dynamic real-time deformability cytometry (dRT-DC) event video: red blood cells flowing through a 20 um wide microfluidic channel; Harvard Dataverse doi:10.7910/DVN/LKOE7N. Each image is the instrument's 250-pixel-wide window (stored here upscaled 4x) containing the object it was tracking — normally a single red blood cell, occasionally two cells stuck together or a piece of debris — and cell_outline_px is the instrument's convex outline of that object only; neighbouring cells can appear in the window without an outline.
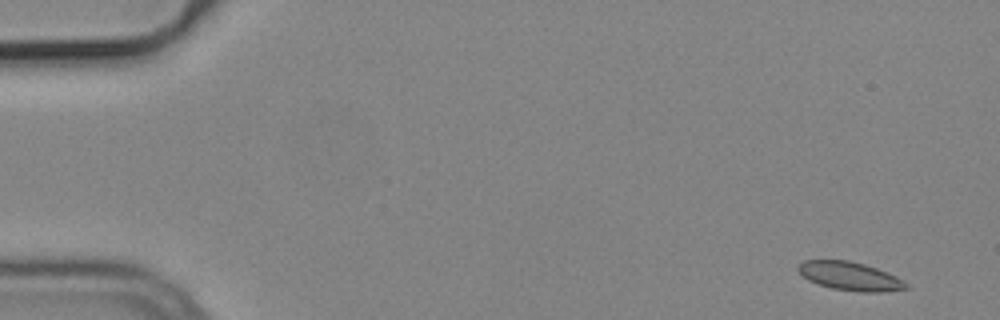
{"species": "common noctule bat (a hibernating species)", "species_latin": "Nyctalus noctula", "temperature_condition": "cold", "stored_images_in_passage": 4, "camera_frame_rate_fps": 3000, "um_per_image_px": 0.085, "animal": {"sex": "male", "body_mass_g": 19.2, "forearm_length_mm": 51.8}, "frame": {"image": 1, "passage_image": 1, "time_ms": 0.0, "image_size_px": [1000, 320], "cell_outline_px": [[912, 288], [884, 292], [860, 292], [832, 288], [808, 280], [796, 268], [804, 260], [848, 260], [864, 264], [876, 268], [896, 276], [904, 280]], "centroid_in_image_um": [72.31, 23.48], "position_along_channel_um": 12.7, "area_um2": 17.92}}
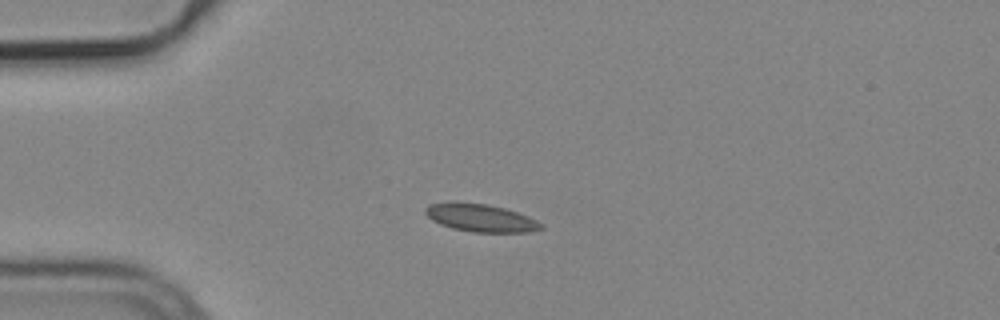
{"frame": {"image": 2, "passage_image": 4, "time_ms": 1.0, "image_size_px": [1000, 320], "cell_outline_px": [[544, 228], [532, 232], [472, 232], [452, 228], [440, 224], [432, 220], [424, 212], [424, 208], [428, 204], [448, 200], [452, 200], [488, 204], [504, 208], [528, 216], [544, 224]], "centroid_in_image_um": [40.81, 18.49], "position_along_channel_um": 44.2, "area_um2": 19.19}}